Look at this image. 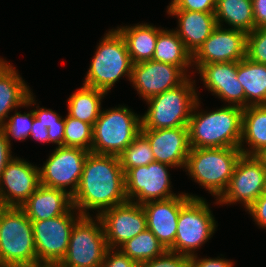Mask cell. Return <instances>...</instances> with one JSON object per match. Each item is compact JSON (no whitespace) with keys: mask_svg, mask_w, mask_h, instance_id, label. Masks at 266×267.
I'll list each match as a JSON object with an SVG mask.
<instances>
[{"mask_svg":"<svg viewBox=\"0 0 266 267\" xmlns=\"http://www.w3.org/2000/svg\"><path fill=\"white\" fill-rule=\"evenodd\" d=\"M126 201L125 173L119 157L89 152L72 196L73 207L82 216H89V210H97L96 216H99Z\"/></svg>","mask_w":266,"mask_h":267,"instance_id":"obj_1","label":"cell"},{"mask_svg":"<svg viewBox=\"0 0 266 267\" xmlns=\"http://www.w3.org/2000/svg\"><path fill=\"white\" fill-rule=\"evenodd\" d=\"M199 104L198 98L187 125L190 147L239 148L243 109L228 105L207 113L197 110Z\"/></svg>","mask_w":266,"mask_h":267,"instance_id":"obj_2","label":"cell"},{"mask_svg":"<svg viewBox=\"0 0 266 267\" xmlns=\"http://www.w3.org/2000/svg\"><path fill=\"white\" fill-rule=\"evenodd\" d=\"M35 266L32 222L20 207H4L0 212V267Z\"/></svg>","mask_w":266,"mask_h":267,"instance_id":"obj_3","label":"cell"},{"mask_svg":"<svg viewBox=\"0 0 266 267\" xmlns=\"http://www.w3.org/2000/svg\"><path fill=\"white\" fill-rule=\"evenodd\" d=\"M132 66L124 37L111 29L97 46L83 85L108 93L122 76L131 80Z\"/></svg>","mask_w":266,"mask_h":267,"instance_id":"obj_4","label":"cell"},{"mask_svg":"<svg viewBox=\"0 0 266 267\" xmlns=\"http://www.w3.org/2000/svg\"><path fill=\"white\" fill-rule=\"evenodd\" d=\"M242 154L240 148H191L184 169L218 199L227 188Z\"/></svg>","mask_w":266,"mask_h":267,"instance_id":"obj_5","label":"cell"},{"mask_svg":"<svg viewBox=\"0 0 266 267\" xmlns=\"http://www.w3.org/2000/svg\"><path fill=\"white\" fill-rule=\"evenodd\" d=\"M188 78L179 86L149 98V109L141 117V129L187 126L198 100L195 80Z\"/></svg>","mask_w":266,"mask_h":267,"instance_id":"obj_6","label":"cell"},{"mask_svg":"<svg viewBox=\"0 0 266 267\" xmlns=\"http://www.w3.org/2000/svg\"><path fill=\"white\" fill-rule=\"evenodd\" d=\"M141 116L126 106L101 110L93 125L91 152L119 156L141 131Z\"/></svg>","mask_w":266,"mask_h":267,"instance_id":"obj_7","label":"cell"},{"mask_svg":"<svg viewBox=\"0 0 266 267\" xmlns=\"http://www.w3.org/2000/svg\"><path fill=\"white\" fill-rule=\"evenodd\" d=\"M216 221L209 205L202 197L189 198L181 207L174 245L170 251L194 256L215 233Z\"/></svg>","mask_w":266,"mask_h":267,"instance_id":"obj_8","label":"cell"},{"mask_svg":"<svg viewBox=\"0 0 266 267\" xmlns=\"http://www.w3.org/2000/svg\"><path fill=\"white\" fill-rule=\"evenodd\" d=\"M108 249L100 218L82 216L72 229L66 256L58 266L101 267Z\"/></svg>","mask_w":266,"mask_h":267,"instance_id":"obj_9","label":"cell"},{"mask_svg":"<svg viewBox=\"0 0 266 267\" xmlns=\"http://www.w3.org/2000/svg\"><path fill=\"white\" fill-rule=\"evenodd\" d=\"M76 211L72 207L66 214L47 220L31 221L37 253V266H58L64 259L72 229L82 217Z\"/></svg>","mask_w":266,"mask_h":267,"instance_id":"obj_10","label":"cell"},{"mask_svg":"<svg viewBox=\"0 0 266 267\" xmlns=\"http://www.w3.org/2000/svg\"><path fill=\"white\" fill-rule=\"evenodd\" d=\"M89 152L77 147L57 146L43 167L39 168L40 184L63 190L73 196Z\"/></svg>","mask_w":266,"mask_h":267,"instance_id":"obj_11","label":"cell"},{"mask_svg":"<svg viewBox=\"0 0 266 267\" xmlns=\"http://www.w3.org/2000/svg\"><path fill=\"white\" fill-rule=\"evenodd\" d=\"M168 167L170 169L172 166L155 161L130 169L125 174L127 200L142 205L178 196L170 190L172 188Z\"/></svg>","mask_w":266,"mask_h":267,"instance_id":"obj_12","label":"cell"},{"mask_svg":"<svg viewBox=\"0 0 266 267\" xmlns=\"http://www.w3.org/2000/svg\"><path fill=\"white\" fill-rule=\"evenodd\" d=\"M266 169L254 155L242 154L232 177L216 204L242 203L247 210L263 194Z\"/></svg>","mask_w":266,"mask_h":267,"instance_id":"obj_13","label":"cell"},{"mask_svg":"<svg viewBox=\"0 0 266 267\" xmlns=\"http://www.w3.org/2000/svg\"><path fill=\"white\" fill-rule=\"evenodd\" d=\"M98 217L110 249H118L126 241L147 229L146 214L142 205L132 201L115 205Z\"/></svg>","mask_w":266,"mask_h":267,"instance_id":"obj_14","label":"cell"},{"mask_svg":"<svg viewBox=\"0 0 266 267\" xmlns=\"http://www.w3.org/2000/svg\"><path fill=\"white\" fill-rule=\"evenodd\" d=\"M247 33L238 29L216 26L211 35L193 55V65L239 62L246 57Z\"/></svg>","mask_w":266,"mask_h":267,"instance_id":"obj_15","label":"cell"},{"mask_svg":"<svg viewBox=\"0 0 266 267\" xmlns=\"http://www.w3.org/2000/svg\"><path fill=\"white\" fill-rule=\"evenodd\" d=\"M187 76L190 77L179 66L147 60L133 64L130 82L144 101H147L181 85Z\"/></svg>","mask_w":266,"mask_h":267,"instance_id":"obj_16","label":"cell"},{"mask_svg":"<svg viewBox=\"0 0 266 267\" xmlns=\"http://www.w3.org/2000/svg\"><path fill=\"white\" fill-rule=\"evenodd\" d=\"M39 185V167L24 159L13 158L0 177V198L3 206L21 207Z\"/></svg>","mask_w":266,"mask_h":267,"instance_id":"obj_17","label":"cell"},{"mask_svg":"<svg viewBox=\"0 0 266 267\" xmlns=\"http://www.w3.org/2000/svg\"><path fill=\"white\" fill-rule=\"evenodd\" d=\"M190 197L198 198V196L188 193H180L178 196L166 200L150 201L142 204L146 214L147 229L157 237L166 250L174 245L179 213L182 205Z\"/></svg>","mask_w":266,"mask_h":267,"instance_id":"obj_18","label":"cell"},{"mask_svg":"<svg viewBox=\"0 0 266 267\" xmlns=\"http://www.w3.org/2000/svg\"><path fill=\"white\" fill-rule=\"evenodd\" d=\"M149 141L156 162L184 168L190 152L187 126L161 129H141Z\"/></svg>","mask_w":266,"mask_h":267,"instance_id":"obj_19","label":"cell"},{"mask_svg":"<svg viewBox=\"0 0 266 267\" xmlns=\"http://www.w3.org/2000/svg\"><path fill=\"white\" fill-rule=\"evenodd\" d=\"M199 71V72H198ZM198 74L212 94L228 102L229 106L245 108L244 89L237 79V62H220L202 65Z\"/></svg>","mask_w":266,"mask_h":267,"instance_id":"obj_20","label":"cell"},{"mask_svg":"<svg viewBox=\"0 0 266 267\" xmlns=\"http://www.w3.org/2000/svg\"><path fill=\"white\" fill-rule=\"evenodd\" d=\"M72 207L69 193L40 184L20 208L30 221H41L66 214Z\"/></svg>","mask_w":266,"mask_h":267,"instance_id":"obj_21","label":"cell"},{"mask_svg":"<svg viewBox=\"0 0 266 267\" xmlns=\"http://www.w3.org/2000/svg\"><path fill=\"white\" fill-rule=\"evenodd\" d=\"M170 16L178 18V28L174 30L186 49L194 55L217 26L215 14L188 10H167Z\"/></svg>","mask_w":266,"mask_h":267,"instance_id":"obj_22","label":"cell"},{"mask_svg":"<svg viewBox=\"0 0 266 267\" xmlns=\"http://www.w3.org/2000/svg\"><path fill=\"white\" fill-rule=\"evenodd\" d=\"M31 92L29 86L11 64L0 72V127L14 108L36 105Z\"/></svg>","mask_w":266,"mask_h":267,"instance_id":"obj_23","label":"cell"},{"mask_svg":"<svg viewBox=\"0 0 266 267\" xmlns=\"http://www.w3.org/2000/svg\"><path fill=\"white\" fill-rule=\"evenodd\" d=\"M124 37L133 64L152 60L158 33L162 30L147 23L117 27Z\"/></svg>","mask_w":266,"mask_h":267,"instance_id":"obj_24","label":"cell"},{"mask_svg":"<svg viewBox=\"0 0 266 267\" xmlns=\"http://www.w3.org/2000/svg\"><path fill=\"white\" fill-rule=\"evenodd\" d=\"M237 79L244 89L245 108L266 105V64L245 57L237 62Z\"/></svg>","mask_w":266,"mask_h":267,"instance_id":"obj_25","label":"cell"},{"mask_svg":"<svg viewBox=\"0 0 266 267\" xmlns=\"http://www.w3.org/2000/svg\"><path fill=\"white\" fill-rule=\"evenodd\" d=\"M244 142L248 149L244 148ZM266 147V105H250L243 109L240 149L244 155H255Z\"/></svg>","mask_w":266,"mask_h":267,"instance_id":"obj_26","label":"cell"},{"mask_svg":"<svg viewBox=\"0 0 266 267\" xmlns=\"http://www.w3.org/2000/svg\"><path fill=\"white\" fill-rule=\"evenodd\" d=\"M152 60L179 66L185 73L188 71L186 68L193 66V55L178 34L164 28L158 33Z\"/></svg>","mask_w":266,"mask_h":267,"instance_id":"obj_27","label":"cell"},{"mask_svg":"<svg viewBox=\"0 0 266 267\" xmlns=\"http://www.w3.org/2000/svg\"><path fill=\"white\" fill-rule=\"evenodd\" d=\"M214 14L218 26L225 22L231 29L246 33L255 30L252 0H216Z\"/></svg>","mask_w":266,"mask_h":267,"instance_id":"obj_28","label":"cell"},{"mask_svg":"<svg viewBox=\"0 0 266 267\" xmlns=\"http://www.w3.org/2000/svg\"><path fill=\"white\" fill-rule=\"evenodd\" d=\"M107 93L83 85L68 98V115L91 124H95L101 112V101Z\"/></svg>","mask_w":266,"mask_h":267,"instance_id":"obj_29","label":"cell"},{"mask_svg":"<svg viewBox=\"0 0 266 267\" xmlns=\"http://www.w3.org/2000/svg\"><path fill=\"white\" fill-rule=\"evenodd\" d=\"M118 249L138 264L162 255L166 249L148 229L126 241Z\"/></svg>","mask_w":266,"mask_h":267,"instance_id":"obj_30","label":"cell"},{"mask_svg":"<svg viewBox=\"0 0 266 267\" xmlns=\"http://www.w3.org/2000/svg\"><path fill=\"white\" fill-rule=\"evenodd\" d=\"M118 157L125 174L132 168L155 162L149 141L141 133Z\"/></svg>","mask_w":266,"mask_h":267,"instance_id":"obj_31","label":"cell"},{"mask_svg":"<svg viewBox=\"0 0 266 267\" xmlns=\"http://www.w3.org/2000/svg\"><path fill=\"white\" fill-rule=\"evenodd\" d=\"M93 126L69 115L65 117L63 146L77 147L91 152Z\"/></svg>","mask_w":266,"mask_h":267,"instance_id":"obj_32","label":"cell"},{"mask_svg":"<svg viewBox=\"0 0 266 267\" xmlns=\"http://www.w3.org/2000/svg\"><path fill=\"white\" fill-rule=\"evenodd\" d=\"M15 109L14 115L8 117V121L4 122V124L0 127V129L5 133L6 138L11 145L10 137L15 138L16 140H25L30 135V130L32 128L34 113L33 110H30L29 113L21 114L20 112H16Z\"/></svg>","mask_w":266,"mask_h":267,"instance_id":"obj_33","label":"cell"},{"mask_svg":"<svg viewBox=\"0 0 266 267\" xmlns=\"http://www.w3.org/2000/svg\"><path fill=\"white\" fill-rule=\"evenodd\" d=\"M246 57L254 62L266 64V27L247 33Z\"/></svg>","mask_w":266,"mask_h":267,"instance_id":"obj_34","label":"cell"},{"mask_svg":"<svg viewBox=\"0 0 266 267\" xmlns=\"http://www.w3.org/2000/svg\"><path fill=\"white\" fill-rule=\"evenodd\" d=\"M139 267H190V257L166 250L162 255L139 264Z\"/></svg>","mask_w":266,"mask_h":267,"instance_id":"obj_35","label":"cell"},{"mask_svg":"<svg viewBox=\"0 0 266 267\" xmlns=\"http://www.w3.org/2000/svg\"><path fill=\"white\" fill-rule=\"evenodd\" d=\"M216 0H172L167 10H188L215 13Z\"/></svg>","mask_w":266,"mask_h":267,"instance_id":"obj_36","label":"cell"},{"mask_svg":"<svg viewBox=\"0 0 266 267\" xmlns=\"http://www.w3.org/2000/svg\"><path fill=\"white\" fill-rule=\"evenodd\" d=\"M101 267H139V264L123 254L119 249L109 248Z\"/></svg>","mask_w":266,"mask_h":267,"instance_id":"obj_37","label":"cell"},{"mask_svg":"<svg viewBox=\"0 0 266 267\" xmlns=\"http://www.w3.org/2000/svg\"><path fill=\"white\" fill-rule=\"evenodd\" d=\"M247 211L259 227L266 228V195L258 197Z\"/></svg>","mask_w":266,"mask_h":267,"instance_id":"obj_38","label":"cell"},{"mask_svg":"<svg viewBox=\"0 0 266 267\" xmlns=\"http://www.w3.org/2000/svg\"><path fill=\"white\" fill-rule=\"evenodd\" d=\"M197 254L190 257V267H233V262L223 258H197Z\"/></svg>","mask_w":266,"mask_h":267,"instance_id":"obj_39","label":"cell"},{"mask_svg":"<svg viewBox=\"0 0 266 267\" xmlns=\"http://www.w3.org/2000/svg\"><path fill=\"white\" fill-rule=\"evenodd\" d=\"M33 113L35 118L47 128L49 126L59 125V119L61 116H59L55 111H52V109H45L44 107L39 108L38 106L37 109L33 110Z\"/></svg>","mask_w":266,"mask_h":267,"instance_id":"obj_40","label":"cell"},{"mask_svg":"<svg viewBox=\"0 0 266 267\" xmlns=\"http://www.w3.org/2000/svg\"><path fill=\"white\" fill-rule=\"evenodd\" d=\"M11 153V145L5 133L0 129V177L4 168L14 158Z\"/></svg>","mask_w":266,"mask_h":267,"instance_id":"obj_41","label":"cell"},{"mask_svg":"<svg viewBox=\"0 0 266 267\" xmlns=\"http://www.w3.org/2000/svg\"><path fill=\"white\" fill-rule=\"evenodd\" d=\"M255 29L266 27V0H252Z\"/></svg>","mask_w":266,"mask_h":267,"instance_id":"obj_42","label":"cell"},{"mask_svg":"<svg viewBox=\"0 0 266 267\" xmlns=\"http://www.w3.org/2000/svg\"><path fill=\"white\" fill-rule=\"evenodd\" d=\"M65 119H59V125L48 127L49 143H55L58 146H63Z\"/></svg>","mask_w":266,"mask_h":267,"instance_id":"obj_43","label":"cell"},{"mask_svg":"<svg viewBox=\"0 0 266 267\" xmlns=\"http://www.w3.org/2000/svg\"><path fill=\"white\" fill-rule=\"evenodd\" d=\"M47 131L48 128L34 117L29 137L34 138V140L36 141L49 143V136Z\"/></svg>","mask_w":266,"mask_h":267,"instance_id":"obj_44","label":"cell"},{"mask_svg":"<svg viewBox=\"0 0 266 267\" xmlns=\"http://www.w3.org/2000/svg\"><path fill=\"white\" fill-rule=\"evenodd\" d=\"M266 169V147L262 148L259 152L254 155Z\"/></svg>","mask_w":266,"mask_h":267,"instance_id":"obj_45","label":"cell"},{"mask_svg":"<svg viewBox=\"0 0 266 267\" xmlns=\"http://www.w3.org/2000/svg\"><path fill=\"white\" fill-rule=\"evenodd\" d=\"M9 64V62L4 61L0 58V72Z\"/></svg>","mask_w":266,"mask_h":267,"instance_id":"obj_46","label":"cell"},{"mask_svg":"<svg viewBox=\"0 0 266 267\" xmlns=\"http://www.w3.org/2000/svg\"><path fill=\"white\" fill-rule=\"evenodd\" d=\"M35 267H59V266H52V265H39V266H35Z\"/></svg>","mask_w":266,"mask_h":267,"instance_id":"obj_47","label":"cell"},{"mask_svg":"<svg viewBox=\"0 0 266 267\" xmlns=\"http://www.w3.org/2000/svg\"><path fill=\"white\" fill-rule=\"evenodd\" d=\"M263 194L266 195V178H265V184H264Z\"/></svg>","mask_w":266,"mask_h":267,"instance_id":"obj_48","label":"cell"},{"mask_svg":"<svg viewBox=\"0 0 266 267\" xmlns=\"http://www.w3.org/2000/svg\"><path fill=\"white\" fill-rule=\"evenodd\" d=\"M4 208V206H3V203H2V201H1V198H0V212H1V210Z\"/></svg>","mask_w":266,"mask_h":267,"instance_id":"obj_49","label":"cell"}]
</instances>
